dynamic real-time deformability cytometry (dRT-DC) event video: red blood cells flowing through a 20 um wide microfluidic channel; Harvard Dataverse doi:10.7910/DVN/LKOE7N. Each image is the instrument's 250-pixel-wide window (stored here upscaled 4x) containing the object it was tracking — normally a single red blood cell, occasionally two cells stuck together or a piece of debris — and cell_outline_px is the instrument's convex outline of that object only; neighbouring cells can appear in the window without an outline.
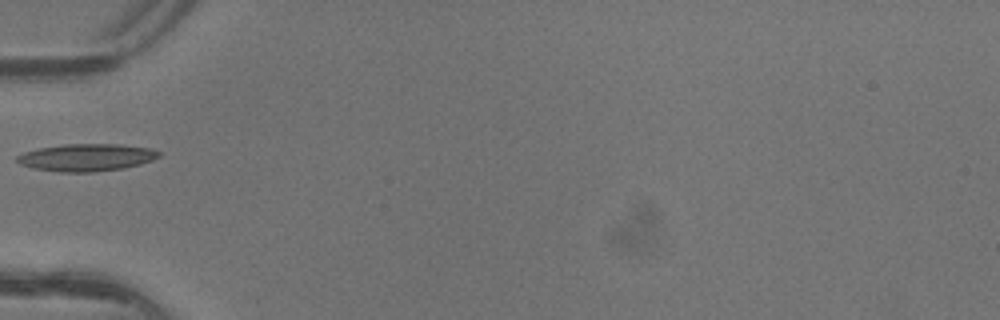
{"species": "common noctule bat (a hibernating species)", "species_latin": "Nyctalus noctula", "temperature_condition": "warm", "stored_images_in_passage": 3, "camera_frame_rate_fps": 3000, "um_per_image_px": 0.085, "animal": {"sex": "female"}, "frame": {"image": 1, "passage_image": 3, "time_ms": 0.667, "image_size_px": [1000, 320], "cell_outline_px": [[160, 156], [152, 160], [140, 164], [124, 168], [92, 172], [60, 172], [36, 168], [20, 164], [16, 160], [16, 156], [24, 152], [40, 148], [64, 144], [120, 144], [148, 148], [160, 152]], "centroid_in_image_um": [7.35, 13.38], "position_along_channel_um": 77.6, "area_um2": 22.43}}